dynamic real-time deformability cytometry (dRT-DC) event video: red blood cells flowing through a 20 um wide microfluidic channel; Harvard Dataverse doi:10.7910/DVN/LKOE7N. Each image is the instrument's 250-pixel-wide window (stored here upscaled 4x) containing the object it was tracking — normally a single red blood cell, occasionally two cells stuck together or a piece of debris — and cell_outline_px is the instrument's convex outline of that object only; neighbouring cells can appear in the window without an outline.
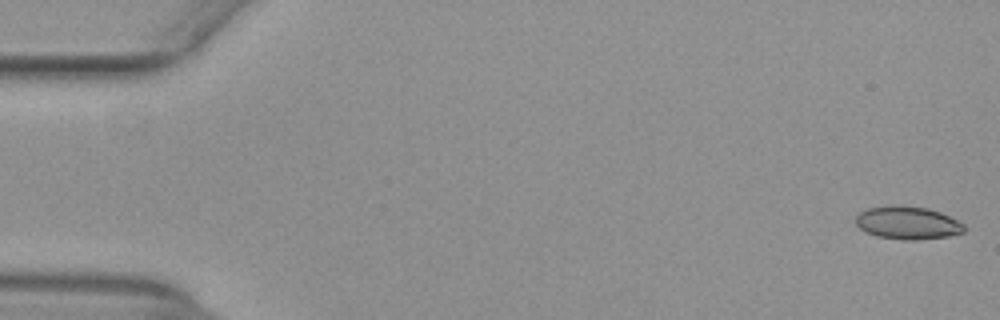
{"species": "common noctule bat (a hibernating species)", "species_latin": "Nyctalus noctula", "temperature_condition": "warm", "stored_images_in_passage": 14, "camera_frame_rate_fps": 3000, "um_per_image_px": 0.085, "animal": {"sex": "female", "body_mass_g": 29.2, "forearm_length_mm": 56.3}, "frame": {"image": 1, "passage_image": 1, "time_ms": 0.0, "image_size_px": [1000, 320], "cell_outline_px": [[964, 232], [948, 236], [912, 240], [904, 240], [876, 236], [864, 232], [856, 224], [856, 216], [860, 212], [868, 208], [892, 204], [900, 204], [928, 208], [940, 212], [964, 224]], "centroid_in_image_um": [77.11, 18.92], "position_along_channel_um": 7.9, "area_um2": 20.92}}
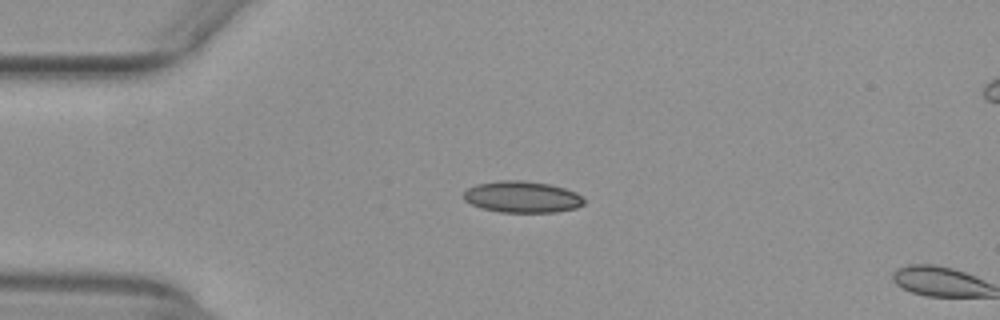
{"frame": {"image": 2, "passage_image": 13, "time_ms": 4.0, "image_size_px": [1000, 320], "cell_outline_px": [[584, 204], [576, 208], [556, 212], [500, 212], [480, 208], [464, 200], [464, 192], [468, 188], [476, 184], [500, 180], [524, 180], [548, 184], [564, 188], [576, 192], [584, 200]], "centroid_in_image_um": [44.37, 16.74], "position_along_channel_um": 40.6, "area_um2": 22.08}}